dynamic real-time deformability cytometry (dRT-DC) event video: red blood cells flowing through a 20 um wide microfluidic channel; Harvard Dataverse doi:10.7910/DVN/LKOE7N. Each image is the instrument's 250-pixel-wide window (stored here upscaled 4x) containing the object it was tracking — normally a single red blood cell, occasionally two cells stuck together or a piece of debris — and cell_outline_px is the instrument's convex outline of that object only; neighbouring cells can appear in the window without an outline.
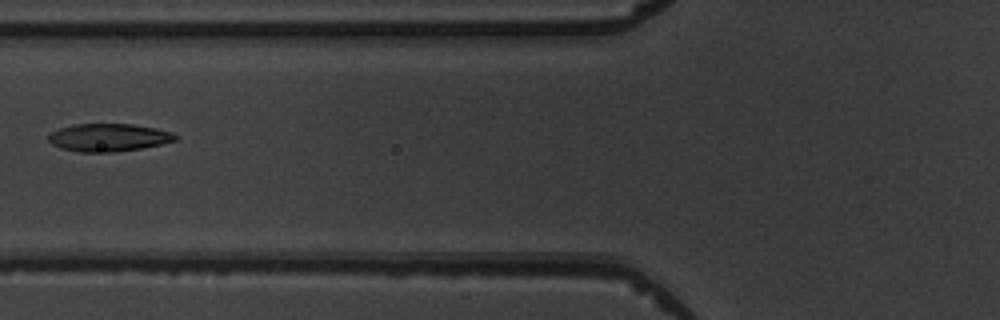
{"species": "common noctule bat (a hibernating species)", "species_latin": "Nyctalus noctula", "temperature_condition": "warm", "stored_images_in_passage": 3, "camera_frame_rate_fps": 3000, "um_per_image_px": 0.085, "animal": {"sex": "male", "body_mass_g": 19.5, "forearm_length_mm": 54.6}, "frame": {"image": 1, "passage_image": 3, "time_ms": 2.0, "image_size_px": [1000, 320], "cell_outline_px": [[176, 140], [160, 144], [140, 148], [112, 152], [80, 152], [60, 148], [52, 144], [48, 140], [48, 136], [52, 132], [60, 128], [72, 124], [132, 124], [156, 128], [172, 132], [176, 136]], "centroid_in_image_um": [9.2, 11.68], "position_along_channel_um": 116.6, "area_um2": 20.4}}